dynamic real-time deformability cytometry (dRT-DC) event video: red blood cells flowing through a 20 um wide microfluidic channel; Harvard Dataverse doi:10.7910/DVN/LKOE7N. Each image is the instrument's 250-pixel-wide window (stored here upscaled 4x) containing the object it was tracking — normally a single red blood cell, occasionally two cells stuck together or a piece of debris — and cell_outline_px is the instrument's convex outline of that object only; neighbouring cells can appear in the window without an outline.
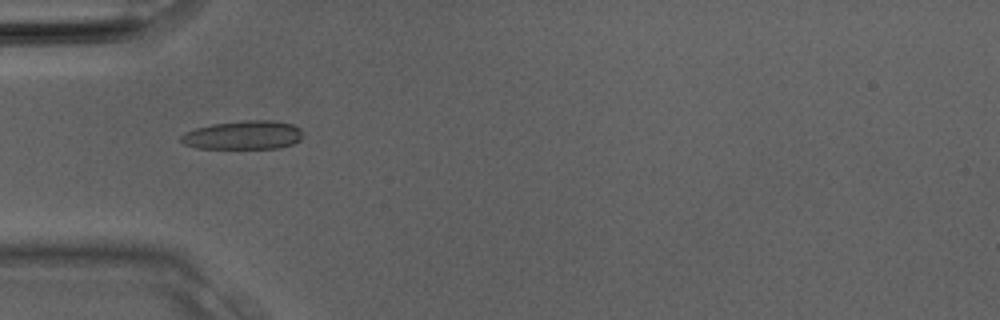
{"species": "Egyptian fruit bat (a non-hibernating species)", "species_latin": "Rousettus aegyptiacus", "temperature_condition": "room temperature", "stored_images_in_passage": 23, "camera_frame_rate_fps": 3000, "um_per_image_px": 0.085, "animal": {"sex": "male"}, "frame": {"image": 1, "passage_image": 1, "time_ms": 0.0, "image_size_px": [1000, 320], "cell_outline_px": [[300, 140], [292, 144], [276, 148], [196, 148], [184, 144], [180, 140], [180, 136], [184, 132], [196, 128], [212, 124], [244, 120], [272, 120], [292, 124], [300, 128]], "centroid_in_image_um": [20.64, 11.48], "position_along_channel_um": 64.4, "area_um2": 20.29}}
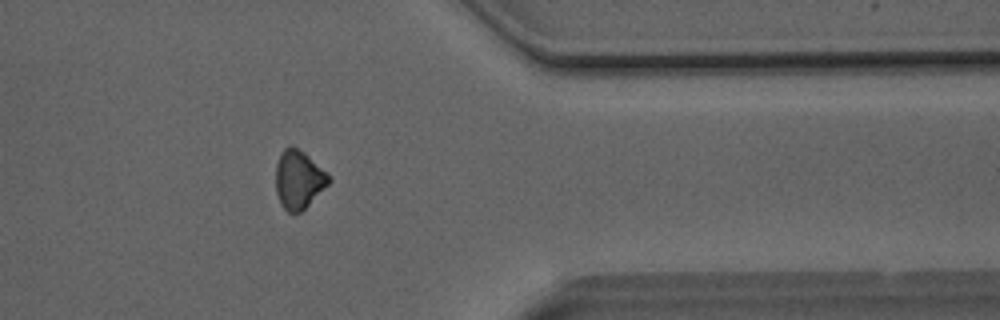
{"frame": {"image": 2, "passage_image": 17, "time_ms": 5.333, "image_size_px": [1000, 320], "cell_outline_px": [[332, 180], [300, 212], [288, 212], [280, 204], [276, 192], [276, 164], [284, 148], [292, 144], [304, 152], [328, 172]], "centroid_in_image_um": [25.38, 15.23], "position_along_channel_um": 386.0, "area_um2": 17.98}}
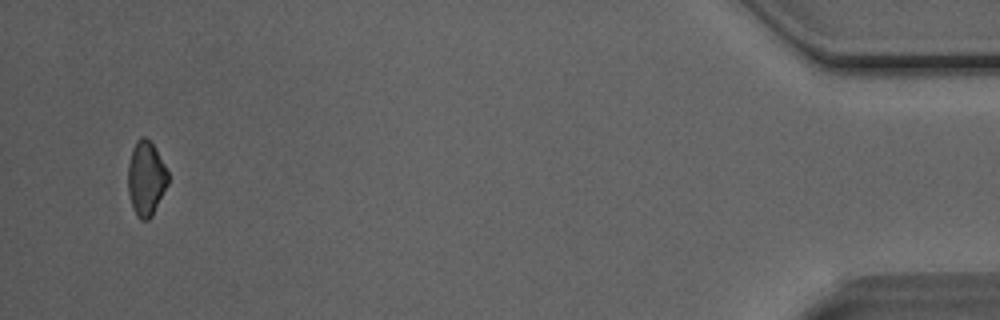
{"frame": {"image": 3, "passage_image": 22, "time_ms": 7.0, "image_size_px": [1000, 320], "cell_outline_px": [[168, 184], [152, 216], [148, 220], [140, 220], [136, 216], [132, 208], [128, 192], [128, 164], [132, 148], [136, 140], [140, 136], [144, 136], [156, 148], [168, 172]], "centroid_in_image_um": [12.4, 15.17], "position_along_channel_um": 422.8, "area_um2": 17.57}}